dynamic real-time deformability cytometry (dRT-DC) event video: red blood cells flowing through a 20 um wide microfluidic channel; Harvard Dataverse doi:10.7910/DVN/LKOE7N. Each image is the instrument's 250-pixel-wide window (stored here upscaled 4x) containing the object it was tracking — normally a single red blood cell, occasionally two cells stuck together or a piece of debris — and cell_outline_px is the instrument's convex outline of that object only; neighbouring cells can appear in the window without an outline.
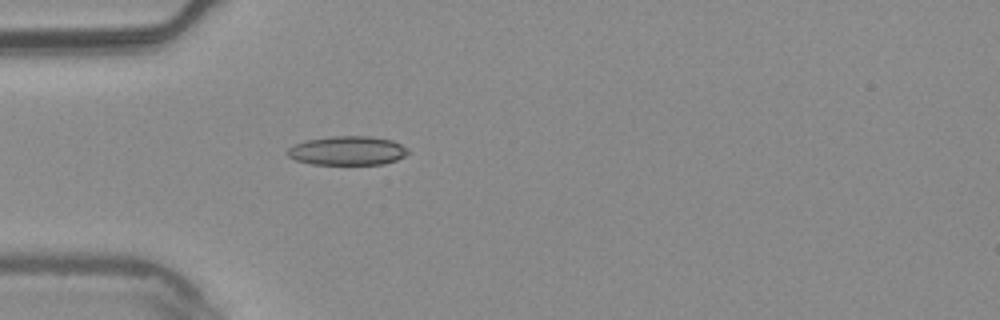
{"species": "common noctule bat (a hibernating species)", "species_latin": "Nyctalus noctula", "temperature_condition": "warm", "stored_images_in_passage": 1, "camera_frame_rate_fps": 3000, "um_per_image_px": 0.085, "animal": {"sex": "male", "body_mass_g": 20.4}, "frame": {"image": 1, "passage_image": 1, "time_ms": 0.0, "image_size_px": [1000, 320], "cell_outline_px": [[412, 152], [396, 160], [384, 164], [312, 164], [296, 160], [288, 156], [284, 152], [292, 144], [304, 140], [332, 136], [372, 136], [392, 140], [408, 148]], "centroid_in_image_um": [29.52, 12.8], "position_along_channel_um": 55.5, "area_um2": 20.69}}